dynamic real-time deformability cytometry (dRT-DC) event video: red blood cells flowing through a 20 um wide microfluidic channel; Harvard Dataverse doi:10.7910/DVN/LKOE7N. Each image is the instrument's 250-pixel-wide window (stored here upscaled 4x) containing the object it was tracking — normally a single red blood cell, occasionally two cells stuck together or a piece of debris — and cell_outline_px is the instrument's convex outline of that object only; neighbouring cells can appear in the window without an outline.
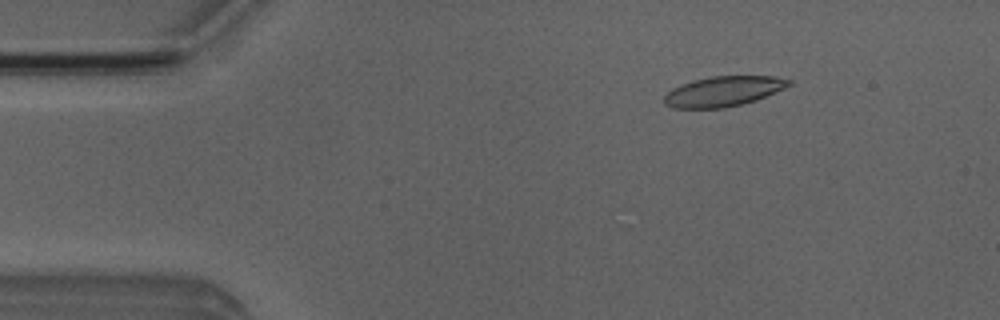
{"species": "Egyptian fruit bat (a non-hibernating species)", "species_latin": "Rousettus aegyptiacus", "temperature_condition": "room temperature", "stored_images_in_passage": 4, "camera_frame_rate_fps": 3000, "um_per_image_px": 0.085, "animal": {"sex": "male"}, "frame": {"image": 1, "passage_image": 2, "time_ms": 1.0, "image_size_px": [1000, 320], "cell_outline_px": [[792, 84], [784, 88], [756, 100], [724, 108], [672, 108], [664, 104], [664, 96], [672, 88], [680, 84], [692, 80], [712, 76], [776, 76], [792, 80]], "centroid_in_image_um": [61.47, 7.76], "position_along_channel_um": 23.5, "area_um2": 21.91}}